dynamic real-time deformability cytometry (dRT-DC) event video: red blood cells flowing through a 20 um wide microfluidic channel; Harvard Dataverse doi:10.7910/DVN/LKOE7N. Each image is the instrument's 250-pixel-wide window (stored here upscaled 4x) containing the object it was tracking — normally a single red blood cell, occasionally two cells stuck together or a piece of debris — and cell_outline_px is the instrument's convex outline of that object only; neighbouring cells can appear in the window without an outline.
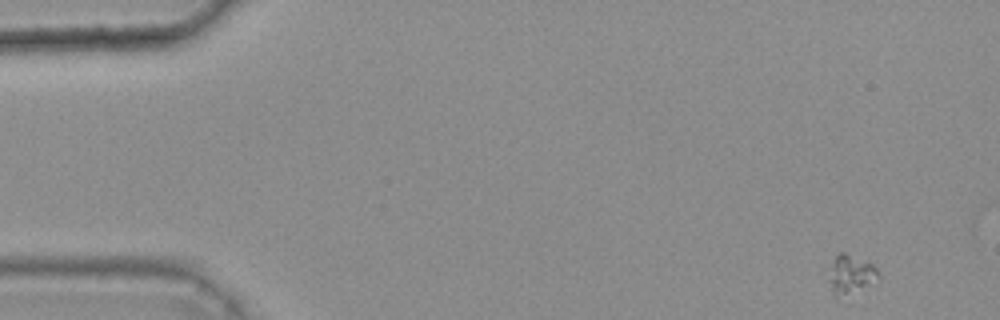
{"species": "common noctule bat (a hibernating species)", "species_latin": "Nyctalus noctula", "temperature_condition": "warm", "stored_images_in_passage": 15, "camera_frame_rate_fps": 3000, "um_per_image_px": 0.085, "animal": {"sex": "female", "body_mass_g": 25.1}, "frame": {"image": 1, "passage_image": 1, "time_ms": 0.0, "image_size_px": [1000, 320], "cell_outline_px": [[880, 276], [844, 296], [832, 296], [828, 280], [836, 256], [840, 252], [844, 252], [872, 264], [880, 272]], "centroid_in_image_um": [72.27, 23.32], "position_along_channel_um": 12.7, "area_um2": 10.58}}
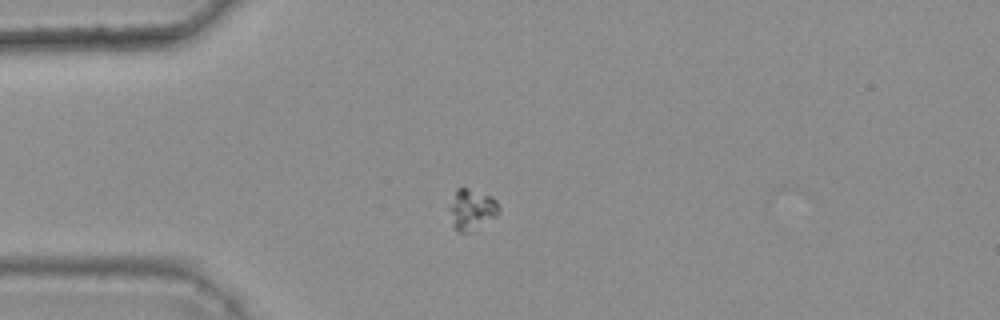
{"frame": {"image": 2, "passage_image": 12, "time_ms": 3.667, "image_size_px": [1000, 320], "cell_outline_px": [[500, 208], [496, 216], [472, 232], [456, 232], [452, 224], [448, 208], [456, 188], [468, 188], [492, 196], [496, 200]], "centroid_in_image_um": [40.08, 17.82], "position_along_channel_um": 44.9, "area_um2": 11.96}}